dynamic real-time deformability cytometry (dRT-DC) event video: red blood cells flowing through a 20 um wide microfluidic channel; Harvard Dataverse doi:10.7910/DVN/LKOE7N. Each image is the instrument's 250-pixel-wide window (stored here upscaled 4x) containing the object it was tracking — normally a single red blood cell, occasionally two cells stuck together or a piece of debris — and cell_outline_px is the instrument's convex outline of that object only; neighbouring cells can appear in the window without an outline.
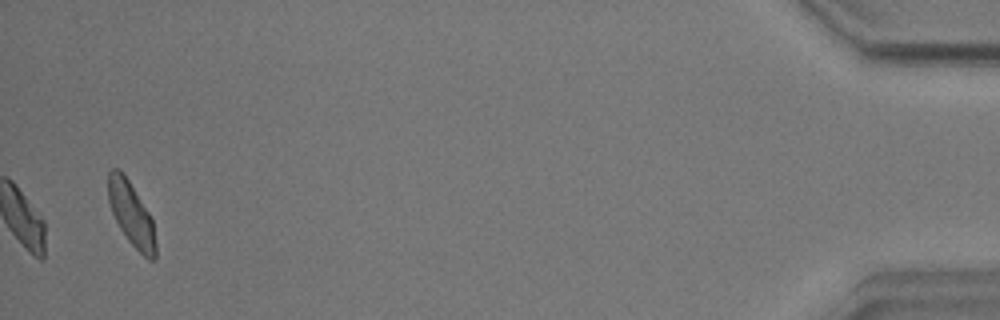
{"species": "common noctule bat (a hibernating species)", "species_latin": "Nyctalus noctula", "temperature_condition": "warm", "stored_images_in_passage": 42, "camera_frame_rate_fps": 3000, "um_per_image_px": 0.085, "animal": {"sex": "male", "body_mass_g": 17.9}, "frame": {"image": 1, "passage_image": 42, "time_ms": 13.667, "image_size_px": [1000, 320], "cell_outline_px": [[156, 260], [148, 260], [128, 240], [120, 228], [112, 212], [108, 200], [108, 172], [112, 168], [120, 168], [152, 216], [156, 244]], "centroid_in_image_um": [11.17, 18.19], "position_along_channel_um": 424.0, "area_um2": 17.69}, "authors_computed_cell_mechanics": {"area_um2": 17.629, "velocity_mm_per_s": 3.4842, "shape_relaxation_time_tau1_ms": null, "shape_relaxation_time_tau2_ms": 1.6407, "deformation_change_tau1": null, "deformation_change_tau2": 0.0607}}